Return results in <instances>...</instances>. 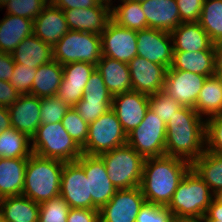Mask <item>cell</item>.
<instances>
[{
    "mask_svg": "<svg viewBox=\"0 0 222 222\" xmlns=\"http://www.w3.org/2000/svg\"><path fill=\"white\" fill-rule=\"evenodd\" d=\"M76 162L89 178V194L92 197V203L100 210L117 191L109 180L105 164L99 156L86 154H82Z\"/></svg>",
    "mask_w": 222,
    "mask_h": 222,
    "instance_id": "14",
    "label": "cell"
},
{
    "mask_svg": "<svg viewBox=\"0 0 222 222\" xmlns=\"http://www.w3.org/2000/svg\"><path fill=\"white\" fill-rule=\"evenodd\" d=\"M145 202L140 186L117 190L111 200L99 210L100 222H135Z\"/></svg>",
    "mask_w": 222,
    "mask_h": 222,
    "instance_id": "11",
    "label": "cell"
},
{
    "mask_svg": "<svg viewBox=\"0 0 222 222\" xmlns=\"http://www.w3.org/2000/svg\"><path fill=\"white\" fill-rule=\"evenodd\" d=\"M39 203L20 195L0 199V217L3 222H38Z\"/></svg>",
    "mask_w": 222,
    "mask_h": 222,
    "instance_id": "29",
    "label": "cell"
},
{
    "mask_svg": "<svg viewBox=\"0 0 222 222\" xmlns=\"http://www.w3.org/2000/svg\"><path fill=\"white\" fill-rule=\"evenodd\" d=\"M217 53H222V42L216 44Z\"/></svg>",
    "mask_w": 222,
    "mask_h": 222,
    "instance_id": "57",
    "label": "cell"
},
{
    "mask_svg": "<svg viewBox=\"0 0 222 222\" xmlns=\"http://www.w3.org/2000/svg\"><path fill=\"white\" fill-rule=\"evenodd\" d=\"M60 195L70 208L97 209L89 194V178L76 161L64 162Z\"/></svg>",
    "mask_w": 222,
    "mask_h": 222,
    "instance_id": "10",
    "label": "cell"
},
{
    "mask_svg": "<svg viewBox=\"0 0 222 222\" xmlns=\"http://www.w3.org/2000/svg\"><path fill=\"white\" fill-rule=\"evenodd\" d=\"M206 150V119L183 106L166 125L165 155L192 164Z\"/></svg>",
    "mask_w": 222,
    "mask_h": 222,
    "instance_id": "1",
    "label": "cell"
},
{
    "mask_svg": "<svg viewBox=\"0 0 222 222\" xmlns=\"http://www.w3.org/2000/svg\"><path fill=\"white\" fill-rule=\"evenodd\" d=\"M106 167L111 183L117 190L140 186L145 159L125 144L99 156Z\"/></svg>",
    "mask_w": 222,
    "mask_h": 222,
    "instance_id": "6",
    "label": "cell"
},
{
    "mask_svg": "<svg viewBox=\"0 0 222 222\" xmlns=\"http://www.w3.org/2000/svg\"><path fill=\"white\" fill-rule=\"evenodd\" d=\"M37 68L15 63L10 85L20 94H30Z\"/></svg>",
    "mask_w": 222,
    "mask_h": 222,
    "instance_id": "43",
    "label": "cell"
},
{
    "mask_svg": "<svg viewBox=\"0 0 222 222\" xmlns=\"http://www.w3.org/2000/svg\"><path fill=\"white\" fill-rule=\"evenodd\" d=\"M198 23L216 45L222 42V0H204Z\"/></svg>",
    "mask_w": 222,
    "mask_h": 222,
    "instance_id": "35",
    "label": "cell"
},
{
    "mask_svg": "<svg viewBox=\"0 0 222 222\" xmlns=\"http://www.w3.org/2000/svg\"><path fill=\"white\" fill-rule=\"evenodd\" d=\"M39 205L38 222H67L70 206L61 195Z\"/></svg>",
    "mask_w": 222,
    "mask_h": 222,
    "instance_id": "38",
    "label": "cell"
},
{
    "mask_svg": "<svg viewBox=\"0 0 222 222\" xmlns=\"http://www.w3.org/2000/svg\"><path fill=\"white\" fill-rule=\"evenodd\" d=\"M190 169L189 162L172 156L145 159L140 188L146 202L168 206Z\"/></svg>",
    "mask_w": 222,
    "mask_h": 222,
    "instance_id": "2",
    "label": "cell"
},
{
    "mask_svg": "<svg viewBox=\"0 0 222 222\" xmlns=\"http://www.w3.org/2000/svg\"><path fill=\"white\" fill-rule=\"evenodd\" d=\"M15 62L11 53L0 52V80L10 81Z\"/></svg>",
    "mask_w": 222,
    "mask_h": 222,
    "instance_id": "50",
    "label": "cell"
},
{
    "mask_svg": "<svg viewBox=\"0 0 222 222\" xmlns=\"http://www.w3.org/2000/svg\"><path fill=\"white\" fill-rule=\"evenodd\" d=\"M111 1V19L117 25L139 31L147 27L145 14L141 4L129 0H119L121 4L113 6Z\"/></svg>",
    "mask_w": 222,
    "mask_h": 222,
    "instance_id": "33",
    "label": "cell"
},
{
    "mask_svg": "<svg viewBox=\"0 0 222 222\" xmlns=\"http://www.w3.org/2000/svg\"><path fill=\"white\" fill-rule=\"evenodd\" d=\"M213 198L222 205V189L214 193Z\"/></svg>",
    "mask_w": 222,
    "mask_h": 222,
    "instance_id": "55",
    "label": "cell"
},
{
    "mask_svg": "<svg viewBox=\"0 0 222 222\" xmlns=\"http://www.w3.org/2000/svg\"><path fill=\"white\" fill-rule=\"evenodd\" d=\"M174 52L217 50L207 32L198 22L181 23L172 32Z\"/></svg>",
    "mask_w": 222,
    "mask_h": 222,
    "instance_id": "23",
    "label": "cell"
},
{
    "mask_svg": "<svg viewBox=\"0 0 222 222\" xmlns=\"http://www.w3.org/2000/svg\"><path fill=\"white\" fill-rule=\"evenodd\" d=\"M82 96L113 97L106 88L101 73L96 68L91 73Z\"/></svg>",
    "mask_w": 222,
    "mask_h": 222,
    "instance_id": "46",
    "label": "cell"
},
{
    "mask_svg": "<svg viewBox=\"0 0 222 222\" xmlns=\"http://www.w3.org/2000/svg\"><path fill=\"white\" fill-rule=\"evenodd\" d=\"M129 1L141 3L144 2L145 0H129Z\"/></svg>",
    "mask_w": 222,
    "mask_h": 222,
    "instance_id": "59",
    "label": "cell"
},
{
    "mask_svg": "<svg viewBox=\"0 0 222 222\" xmlns=\"http://www.w3.org/2000/svg\"><path fill=\"white\" fill-rule=\"evenodd\" d=\"M132 90L147 95L163 91L167 67L136 56L128 63Z\"/></svg>",
    "mask_w": 222,
    "mask_h": 222,
    "instance_id": "17",
    "label": "cell"
},
{
    "mask_svg": "<svg viewBox=\"0 0 222 222\" xmlns=\"http://www.w3.org/2000/svg\"><path fill=\"white\" fill-rule=\"evenodd\" d=\"M64 161L34 153L28 158L22 195L43 203L60 195Z\"/></svg>",
    "mask_w": 222,
    "mask_h": 222,
    "instance_id": "3",
    "label": "cell"
},
{
    "mask_svg": "<svg viewBox=\"0 0 222 222\" xmlns=\"http://www.w3.org/2000/svg\"><path fill=\"white\" fill-rule=\"evenodd\" d=\"M194 110L206 119L222 114V85L216 75L205 79Z\"/></svg>",
    "mask_w": 222,
    "mask_h": 222,
    "instance_id": "31",
    "label": "cell"
},
{
    "mask_svg": "<svg viewBox=\"0 0 222 222\" xmlns=\"http://www.w3.org/2000/svg\"><path fill=\"white\" fill-rule=\"evenodd\" d=\"M63 77V67L57 61L41 65L32 84L31 95L41 98L56 96Z\"/></svg>",
    "mask_w": 222,
    "mask_h": 222,
    "instance_id": "30",
    "label": "cell"
},
{
    "mask_svg": "<svg viewBox=\"0 0 222 222\" xmlns=\"http://www.w3.org/2000/svg\"><path fill=\"white\" fill-rule=\"evenodd\" d=\"M217 50L198 52H174L171 67L175 70L189 71L203 76L215 75Z\"/></svg>",
    "mask_w": 222,
    "mask_h": 222,
    "instance_id": "27",
    "label": "cell"
},
{
    "mask_svg": "<svg viewBox=\"0 0 222 222\" xmlns=\"http://www.w3.org/2000/svg\"><path fill=\"white\" fill-rule=\"evenodd\" d=\"M69 31L63 10L50 2L33 20V34L52 47Z\"/></svg>",
    "mask_w": 222,
    "mask_h": 222,
    "instance_id": "21",
    "label": "cell"
},
{
    "mask_svg": "<svg viewBox=\"0 0 222 222\" xmlns=\"http://www.w3.org/2000/svg\"><path fill=\"white\" fill-rule=\"evenodd\" d=\"M215 75L220 80L221 85H222V65H216Z\"/></svg>",
    "mask_w": 222,
    "mask_h": 222,
    "instance_id": "54",
    "label": "cell"
},
{
    "mask_svg": "<svg viewBox=\"0 0 222 222\" xmlns=\"http://www.w3.org/2000/svg\"><path fill=\"white\" fill-rule=\"evenodd\" d=\"M191 168L209 186L212 193L222 189V155L205 150Z\"/></svg>",
    "mask_w": 222,
    "mask_h": 222,
    "instance_id": "32",
    "label": "cell"
},
{
    "mask_svg": "<svg viewBox=\"0 0 222 222\" xmlns=\"http://www.w3.org/2000/svg\"><path fill=\"white\" fill-rule=\"evenodd\" d=\"M148 102L149 95L134 90L113 97L112 109L127 135L142 123Z\"/></svg>",
    "mask_w": 222,
    "mask_h": 222,
    "instance_id": "18",
    "label": "cell"
},
{
    "mask_svg": "<svg viewBox=\"0 0 222 222\" xmlns=\"http://www.w3.org/2000/svg\"><path fill=\"white\" fill-rule=\"evenodd\" d=\"M12 128L8 107L0 106V134Z\"/></svg>",
    "mask_w": 222,
    "mask_h": 222,
    "instance_id": "52",
    "label": "cell"
},
{
    "mask_svg": "<svg viewBox=\"0 0 222 222\" xmlns=\"http://www.w3.org/2000/svg\"><path fill=\"white\" fill-rule=\"evenodd\" d=\"M49 0H9L2 7L6 8V13L36 19Z\"/></svg>",
    "mask_w": 222,
    "mask_h": 222,
    "instance_id": "40",
    "label": "cell"
},
{
    "mask_svg": "<svg viewBox=\"0 0 222 222\" xmlns=\"http://www.w3.org/2000/svg\"><path fill=\"white\" fill-rule=\"evenodd\" d=\"M31 149L38 156L64 162H75L83 154L61 122L40 124L31 138Z\"/></svg>",
    "mask_w": 222,
    "mask_h": 222,
    "instance_id": "5",
    "label": "cell"
},
{
    "mask_svg": "<svg viewBox=\"0 0 222 222\" xmlns=\"http://www.w3.org/2000/svg\"><path fill=\"white\" fill-rule=\"evenodd\" d=\"M33 34V20L6 13L0 21V52L13 53L23 39Z\"/></svg>",
    "mask_w": 222,
    "mask_h": 222,
    "instance_id": "26",
    "label": "cell"
},
{
    "mask_svg": "<svg viewBox=\"0 0 222 222\" xmlns=\"http://www.w3.org/2000/svg\"><path fill=\"white\" fill-rule=\"evenodd\" d=\"M173 54V39L170 32L153 28L137 31V56L170 68Z\"/></svg>",
    "mask_w": 222,
    "mask_h": 222,
    "instance_id": "13",
    "label": "cell"
},
{
    "mask_svg": "<svg viewBox=\"0 0 222 222\" xmlns=\"http://www.w3.org/2000/svg\"><path fill=\"white\" fill-rule=\"evenodd\" d=\"M102 0H49V2L61 10L96 7Z\"/></svg>",
    "mask_w": 222,
    "mask_h": 222,
    "instance_id": "48",
    "label": "cell"
},
{
    "mask_svg": "<svg viewBox=\"0 0 222 222\" xmlns=\"http://www.w3.org/2000/svg\"><path fill=\"white\" fill-rule=\"evenodd\" d=\"M14 62L38 68L53 60L52 46L32 34L21 41L12 53Z\"/></svg>",
    "mask_w": 222,
    "mask_h": 222,
    "instance_id": "25",
    "label": "cell"
},
{
    "mask_svg": "<svg viewBox=\"0 0 222 222\" xmlns=\"http://www.w3.org/2000/svg\"><path fill=\"white\" fill-rule=\"evenodd\" d=\"M206 150L222 155V114L206 119Z\"/></svg>",
    "mask_w": 222,
    "mask_h": 222,
    "instance_id": "44",
    "label": "cell"
},
{
    "mask_svg": "<svg viewBox=\"0 0 222 222\" xmlns=\"http://www.w3.org/2000/svg\"><path fill=\"white\" fill-rule=\"evenodd\" d=\"M204 222H219V220H204Z\"/></svg>",
    "mask_w": 222,
    "mask_h": 222,
    "instance_id": "60",
    "label": "cell"
},
{
    "mask_svg": "<svg viewBox=\"0 0 222 222\" xmlns=\"http://www.w3.org/2000/svg\"><path fill=\"white\" fill-rule=\"evenodd\" d=\"M125 144H127V134L111 108L96 121L89 123L88 137L82 147V153L100 156Z\"/></svg>",
    "mask_w": 222,
    "mask_h": 222,
    "instance_id": "8",
    "label": "cell"
},
{
    "mask_svg": "<svg viewBox=\"0 0 222 222\" xmlns=\"http://www.w3.org/2000/svg\"><path fill=\"white\" fill-rule=\"evenodd\" d=\"M222 65V53H217V64Z\"/></svg>",
    "mask_w": 222,
    "mask_h": 222,
    "instance_id": "56",
    "label": "cell"
},
{
    "mask_svg": "<svg viewBox=\"0 0 222 222\" xmlns=\"http://www.w3.org/2000/svg\"><path fill=\"white\" fill-rule=\"evenodd\" d=\"M69 30L97 35L106 29L111 19V1L102 0L96 7L63 10Z\"/></svg>",
    "mask_w": 222,
    "mask_h": 222,
    "instance_id": "16",
    "label": "cell"
},
{
    "mask_svg": "<svg viewBox=\"0 0 222 222\" xmlns=\"http://www.w3.org/2000/svg\"><path fill=\"white\" fill-rule=\"evenodd\" d=\"M32 154L31 138L14 128L0 134V158H29Z\"/></svg>",
    "mask_w": 222,
    "mask_h": 222,
    "instance_id": "34",
    "label": "cell"
},
{
    "mask_svg": "<svg viewBox=\"0 0 222 222\" xmlns=\"http://www.w3.org/2000/svg\"><path fill=\"white\" fill-rule=\"evenodd\" d=\"M183 106L163 91L149 95L148 109L159 116L165 125Z\"/></svg>",
    "mask_w": 222,
    "mask_h": 222,
    "instance_id": "37",
    "label": "cell"
},
{
    "mask_svg": "<svg viewBox=\"0 0 222 222\" xmlns=\"http://www.w3.org/2000/svg\"><path fill=\"white\" fill-rule=\"evenodd\" d=\"M203 220H219V222H222V205L219 204L214 198L211 204L208 206Z\"/></svg>",
    "mask_w": 222,
    "mask_h": 222,
    "instance_id": "51",
    "label": "cell"
},
{
    "mask_svg": "<svg viewBox=\"0 0 222 222\" xmlns=\"http://www.w3.org/2000/svg\"><path fill=\"white\" fill-rule=\"evenodd\" d=\"M53 60L60 65L86 62L97 66L102 58L101 36L69 30L53 47Z\"/></svg>",
    "mask_w": 222,
    "mask_h": 222,
    "instance_id": "7",
    "label": "cell"
},
{
    "mask_svg": "<svg viewBox=\"0 0 222 222\" xmlns=\"http://www.w3.org/2000/svg\"><path fill=\"white\" fill-rule=\"evenodd\" d=\"M70 106L65 104L56 96L41 98L40 121L41 124H51L61 122L65 114L70 110Z\"/></svg>",
    "mask_w": 222,
    "mask_h": 222,
    "instance_id": "41",
    "label": "cell"
},
{
    "mask_svg": "<svg viewBox=\"0 0 222 222\" xmlns=\"http://www.w3.org/2000/svg\"><path fill=\"white\" fill-rule=\"evenodd\" d=\"M214 194L191 168L179 182L168 208L175 218H203Z\"/></svg>",
    "mask_w": 222,
    "mask_h": 222,
    "instance_id": "4",
    "label": "cell"
},
{
    "mask_svg": "<svg viewBox=\"0 0 222 222\" xmlns=\"http://www.w3.org/2000/svg\"><path fill=\"white\" fill-rule=\"evenodd\" d=\"M174 222H204L203 218H175Z\"/></svg>",
    "mask_w": 222,
    "mask_h": 222,
    "instance_id": "53",
    "label": "cell"
},
{
    "mask_svg": "<svg viewBox=\"0 0 222 222\" xmlns=\"http://www.w3.org/2000/svg\"><path fill=\"white\" fill-rule=\"evenodd\" d=\"M28 158H0V199L23 192Z\"/></svg>",
    "mask_w": 222,
    "mask_h": 222,
    "instance_id": "28",
    "label": "cell"
},
{
    "mask_svg": "<svg viewBox=\"0 0 222 222\" xmlns=\"http://www.w3.org/2000/svg\"><path fill=\"white\" fill-rule=\"evenodd\" d=\"M166 125L147 110L142 123L127 135V144L144 159L165 155Z\"/></svg>",
    "mask_w": 222,
    "mask_h": 222,
    "instance_id": "9",
    "label": "cell"
},
{
    "mask_svg": "<svg viewBox=\"0 0 222 222\" xmlns=\"http://www.w3.org/2000/svg\"><path fill=\"white\" fill-rule=\"evenodd\" d=\"M61 123L67 133L82 148L88 137L89 123L84 121L74 107L65 114Z\"/></svg>",
    "mask_w": 222,
    "mask_h": 222,
    "instance_id": "39",
    "label": "cell"
},
{
    "mask_svg": "<svg viewBox=\"0 0 222 222\" xmlns=\"http://www.w3.org/2000/svg\"><path fill=\"white\" fill-rule=\"evenodd\" d=\"M67 222H100L99 210L70 208Z\"/></svg>",
    "mask_w": 222,
    "mask_h": 222,
    "instance_id": "47",
    "label": "cell"
},
{
    "mask_svg": "<svg viewBox=\"0 0 222 222\" xmlns=\"http://www.w3.org/2000/svg\"><path fill=\"white\" fill-rule=\"evenodd\" d=\"M19 96L20 93L10 85L9 81L0 80V106L13 105Z\"/></svg>",
    "mask_w": 222,
    "mask_h": 222,
    "instance_id": "49",
    "label": "cell"
},
{
    "mask_svg": "<svg viewBox=\"0 0 222 222\" xmlns=\"http://www.w3.org/2000/svg\"><path fill=\"white\" fill-rule=\"evenodd\" d=\"M96 69L101 73L106 88L113 97L132 90L130 71L127 63L102 56Z\"/></svg>",
    "mask_w": 222,
    "mask_h": 222,
    "instance_id": "24",
    "label": "cell"
},
{
    "mask_svg": "<svg viewBox=\"0 0 222 222\" xmlns=\"http://www.w3.org/2000/svg\"><path fill=\"white\" fill-rule=\"evenodd\" d=\"M206 78L201 74L170 67L166 71L163 92L182 106L194 108Z\"/></svg>",
    "mask_w": 222,
    "mask_h": 222,
    "instance_id": "12",
    "label": "cell"
},
{
    "mask_svg": "<svg viewBox=\"0 0 222 222\" xmlns=\"http://www.w3.org/2000/svg\"><path fill=\"white\" fill-rule=\"evenodd\" d=\"M174 215L167 206L145 202L135 222H174Z\"/></svg>",
    "mask_w": 222,
    "mask_h": 222,
    "instance_id": "42",
    "label": "cell"
},
{
    "mask_svg": "<svg viewBox=\"0 0 222 222\" xmlns=\"http://www.w3.org/2000/svg\"><path fill=\"white\" fill-rule=\"evenodd\" d=\"M147 27L172 32L181 24L176 0H145L141 2Z\"/></svg>",
    "mask_w": 222,
    "mask_h": 222,
    "instance_id": "22",
    "label": "cell"
},
{
    "mask_svg": "<svg viewBox=\"0 0 222 222\" xmlns=\"http://www.w3.org/2000/svg\"><path fill=\"white\" fill-rule=\"evenodd\" d=\"M181 23L198 22L204 0H176Z\"/></svg>",
    "mask_w": 222,
    "mask_h": 222,
    "instance_id": "45",
    "label": "cell"
},
{
    "mask_svg": "<svg viewBox=\"0 0 222 222\" xmlns=\"http://www.w3.org/2000/svg\"><path fill=\"white\" fill-rule=\"evenodd\" d=\"M112 100L113 97L82 96L74 108L84 121L90 123L112 108Z\"/></svg>",
    "mask_w": 222,
    "mask_h": 222,
    "instance_id": "36",
    "label": "cell"
},
{
    "mask_svg": "<svg viewBox=\"0 0 222 222\" xmlns=\"http://www.w3.org/2000/svg\"><path fill=\"white\" fill-rule=\"evenodd\" d=\"M100 36L102 56L124 63L137 56V31L121 27L111 20Z\"/></svg>",
    "mask_w": 222,
    "mask_h": 222,
    "instance_id": "15",
    "label": "cell"
},
{
    "mask_svg": "<svg viewBox=\"0 0 222 222\" xmlns=\"http://www.w3.org/2000/svg\"><path fill=\"white\" fill-rule=\"evenodd\" d=\"M9 0H0V8H2V6L8 2Z\"/></svg>",
    "mask_w": 222,
    "mask_h": 222,
    "instance_id": "58",
    "label": "cell"
},
{
    "mask_svg": "<svg viewBox=\"0 0 222 222\" xmlns=\"http://www.w3.org/2000/svg\"><path fill=\"white\" fill-rule=\"evenodd\" d=\"M62 67L63 77L56 97L74 107L82 99L85 85L96 66L86 62H73Z\"/></svg>",
    "mask_w": 222,
    "mask_h": 222,
    "instance_id": "19",
    "label": "cell"
},
{
    "mask_svg": "<svg viewBox=\"0 0 222 222\" xmlns=\"http://www.w3.org/2000/svg\"><path fill=\"white\" fill-rule=\"evenodd\" d=\"M41 99L31 94H20L17 101L8 107L12 128L25 133L29 138L40 126Z\"/></svg>",
    "mask_w": 222,
    "mask_h": 222,
    "instance_id": "20",
    "label": "cell"
}]
</instances>
